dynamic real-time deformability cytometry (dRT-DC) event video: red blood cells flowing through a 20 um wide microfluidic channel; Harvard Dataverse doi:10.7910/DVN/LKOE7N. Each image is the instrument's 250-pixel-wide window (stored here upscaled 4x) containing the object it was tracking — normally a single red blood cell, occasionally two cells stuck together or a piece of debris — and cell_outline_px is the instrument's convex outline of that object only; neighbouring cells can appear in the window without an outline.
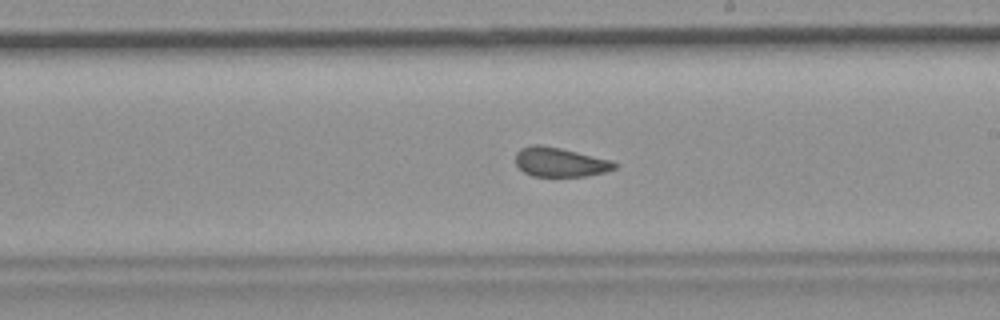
{"species": "common noctule bat (a hibernating species)", "species_latin": "Nyctalus noctula", "temperature_condition": "room temperature", "stored_images_in_passage": 56, "camera_frame_rate_fps": 3000, "um_per_image_px": 0.085, "animal": {"sex": "female", "body_mass_g": 19.9}, "frame": {"image": 1, "passage_image": 32, "time_ms": 10.333, "image_size_px": [1000, 320], "cell_outline_px": [[620, 164], [616, 168], [604, 172], [588, 176], [532, 176], [524, 172], [516, 164], [516, 152], [520, 148], [532, 144], [540, 144], [560, 148], [612, 160]], "centroid_in_image_um": [47.61, 13.78], "position_along_channel_um": 241.4, "area_um2": 16.99}, "authors_computed_cell_mechanics": {"area_um2": 18.1203, "velocity_mm_per_s": 3.7114, "shape_relaxation_time_tau1_ms": null, "shape_relaxation_time_tau2_ms": 1.8785, "deformation_change_tau1": null, "deformation_change_tau2": 0.0667}}